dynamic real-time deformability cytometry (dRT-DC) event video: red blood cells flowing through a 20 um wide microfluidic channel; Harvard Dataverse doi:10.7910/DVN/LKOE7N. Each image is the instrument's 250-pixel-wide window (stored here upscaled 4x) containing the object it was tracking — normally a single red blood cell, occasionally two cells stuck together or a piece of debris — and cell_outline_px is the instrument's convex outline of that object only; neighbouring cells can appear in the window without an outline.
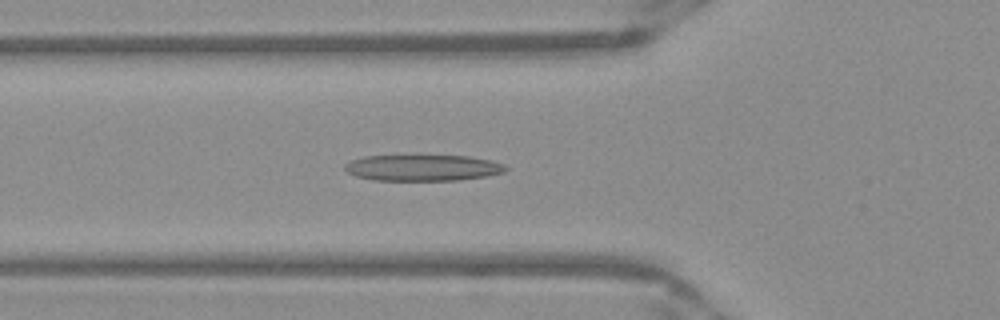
{"species": "Egyptian fruit bat (a non-hibernating species)", "species_latin": "Rousettus aegyptiacus", "temperature_condition": "warm", "stored_images_in_passage": 15, "camera_frame_rate_fps": 3000, "um_per_image_px": 0.085, "frame": {"image": 1, "passage_image": 13, "time_ms": 4.0, "image_size_px": [1000, 320], "cell_outline_px": [[508, 168], [504, 172], [488, 176], [460, 180], [376, 180], [356, 176], [348, 172], [344, 168], [344, 164], [352, 160], [364, 156], [468, 156], [492, 160], [504, 164]], "centroid_in_image_um": [35.97, 14.26], "position_along_channel_um": 89.8, "area_um2": 24.45}}